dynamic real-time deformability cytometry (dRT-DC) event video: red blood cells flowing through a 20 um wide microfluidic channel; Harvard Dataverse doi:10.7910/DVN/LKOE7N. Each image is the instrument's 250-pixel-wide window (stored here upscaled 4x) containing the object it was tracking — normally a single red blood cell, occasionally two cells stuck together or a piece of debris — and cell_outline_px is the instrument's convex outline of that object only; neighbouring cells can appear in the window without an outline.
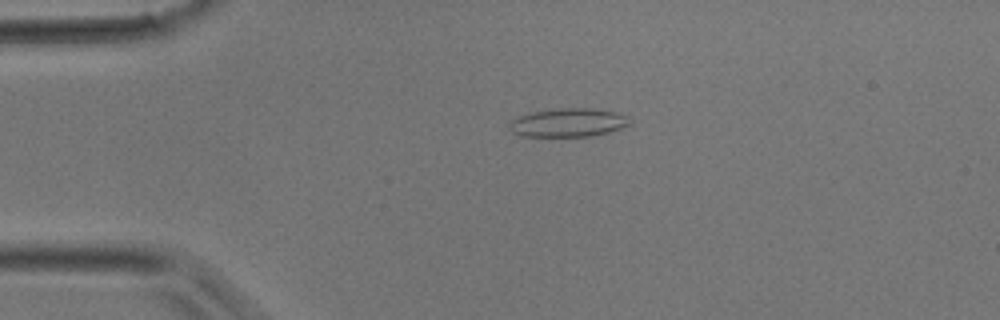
{"species": "common noctule bat (a hibernating species)", "species_latin": "Nyctalus noctula", "temperature_condition": "room temperature", "stored_images_in_passage": 32, "camera_frame_rate_fps": 3000, "um_per_image_px": 0.085, "animal": {"sex": "male", "body_mass_g": 17.9}, "frame": {"image": 1, "passage_image": 2, "time_ms": 0.333, "image_size_px": [1000, 320], "cell_outline_px": [[632, 124], [608, 132], [592, 136], [520, 136], [512, 132], [508, 128], [508, 124], [512, 120], [520, 116], [532, 112], [556, 108], [592, 108], [620, 112], [628, 116]], "centroid_in_image_um": [48.33, 10.41], "position_along_channel_um": 36.7, "area_um2": 20.23}}
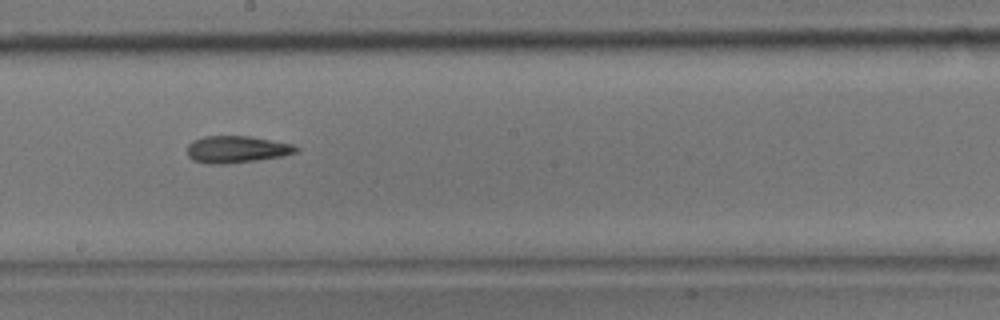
{"frame": {"image": 2, "passage_image": 15, "time_ms": 4.667, "image_size_px": [1000, 320], "cell_outline_px": [[300, 148], [296, 152], [284, 156], [256, 160], [224, 164], [208, 164], [192, 160], [188, 156], [188, 144], [192, 140], [204, 136], [248, 136], [292, 144]], "centroid_in_image_um": [20.09, 12.7], "position_along_channel_um": 228.1, "area_um2": 17.11}}
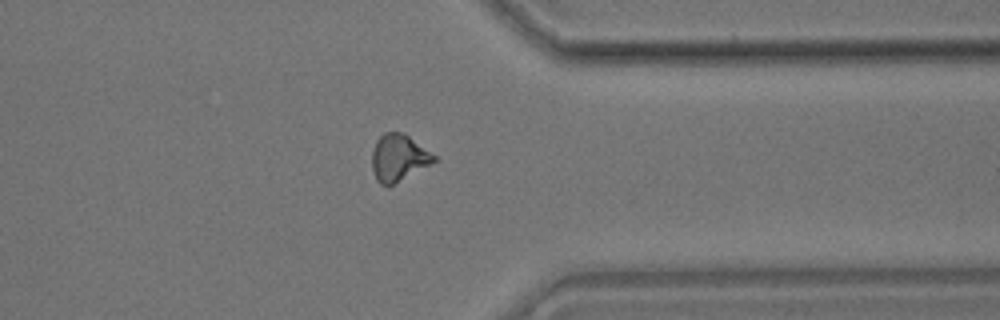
{"frame": {"image": 3, "passage_image": 24, "time_ms": 7.667, "image_size_px": [1000, 320], "cell_outline_px": [[436, 160], [388, 188], [380, 184], [376, 180], [372, 168], [372, 148], [376, 140], [384, 132], [400, 132], [408, 136], [436, 156]], "centroid_in_image_um": [33.82, 13.43], "position_along_channel_um": 377.6, "area_um2": 16.82}}